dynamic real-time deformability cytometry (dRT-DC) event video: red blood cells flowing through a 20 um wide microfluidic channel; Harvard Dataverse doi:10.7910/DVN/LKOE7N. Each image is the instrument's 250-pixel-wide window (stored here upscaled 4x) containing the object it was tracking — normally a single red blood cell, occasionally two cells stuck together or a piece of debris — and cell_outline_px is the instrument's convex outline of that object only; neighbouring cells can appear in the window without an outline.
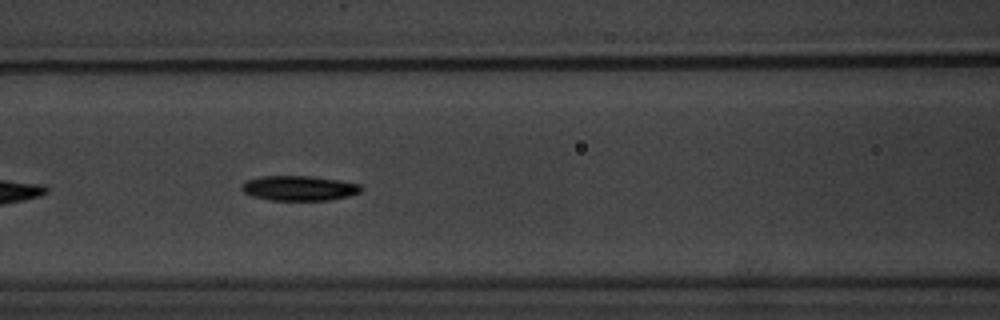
{"species": "common noctule bat (a hibernating species)", "species_latin": "Nyctalus noctula", "temperature_condition": "warm", "stored_images_in_passage": 11, "camera_frame_rate_fps": 3000, "um_per_image_px": 0.085, "animal": {"sex": "male", "body_mass_g": 20.1, "forearm_length_mm": 53.5}, "frame": {"image": 1, "passage_image": 4, "time_ms": 3.333, "image_size_px": [1000, 320], "cell_outline_px": [[360, 192], [348, 196], [332, 200], [268, 200], [252, 196], [244, 192], [240, 188], [248, 180], [260, 176], [308, 176], [340, 180], [360, 184]], "centroid_in_image_um": [25.42, 16.0], "position_along_channel_um": 141.2, "area_um2": 17.22}}
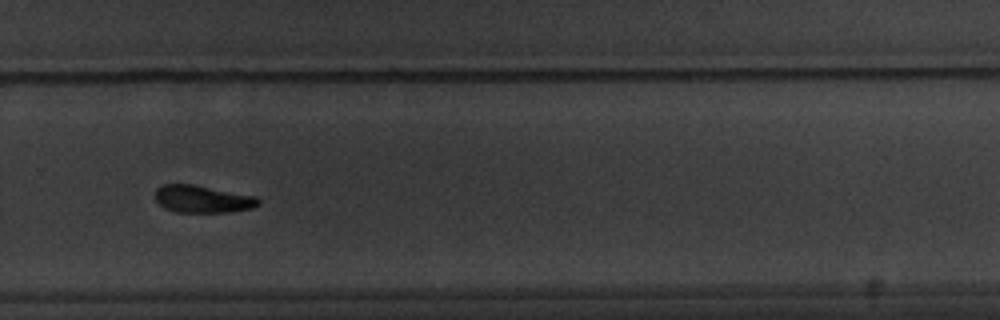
{"frame": {"image": 2, "passage_image": 8, "time_ms": 8.333, "image_size_px": [1000, 320], "cell_outline_px": [[260, 204], [252, 208], [228, 212], [176, 212], [164, 208], [156, 200], [156, 188], [164, 184], [192, 184], [256, 196], [260, 200]], "centroid_in_image_um": [17.22, 16.92], "position_along_channel_um": 312.6, "area_um2": 16.42}}
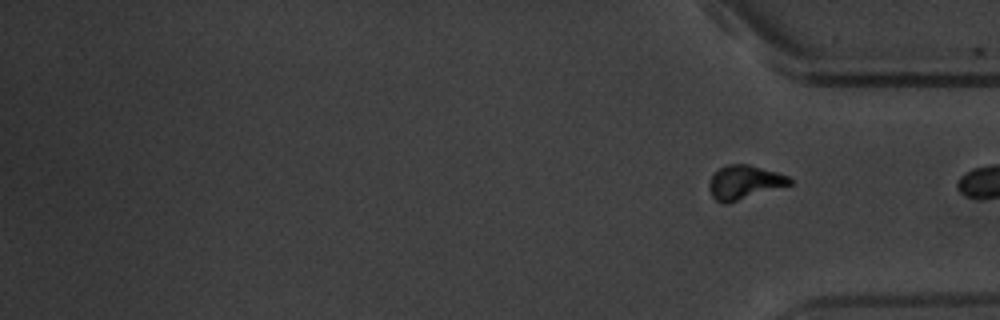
{"frame": {"image": 3, "passage_image": 11, "time_ms": 15.0, "image_size_px": [1000, 320], "cell_outline_px": [[792, 184], [728, 204], [724, 204], [716, 200], [712, 196], [708, 188], [708, 184], [712, 176], [720, 168], [728, 164], [748, 164], [776, 172], [788, 176], [792, 180]], "centroid_in_image_um": [63.26, 15.51], "position_along_channel_um": 371.9, "area_um2": 15.9}, "authors_computed_cell_mechanics": {"area_um2": 16.7042, "velocity_mm_per_s": 3.444, "shape_relaxation_time_tau1_ms": 1.335, "shape_relaxation_time_tau2_ms": 5.4854, "deformation_change_tau1": 0.1125, "deformation_change_tau2": 0.114}}